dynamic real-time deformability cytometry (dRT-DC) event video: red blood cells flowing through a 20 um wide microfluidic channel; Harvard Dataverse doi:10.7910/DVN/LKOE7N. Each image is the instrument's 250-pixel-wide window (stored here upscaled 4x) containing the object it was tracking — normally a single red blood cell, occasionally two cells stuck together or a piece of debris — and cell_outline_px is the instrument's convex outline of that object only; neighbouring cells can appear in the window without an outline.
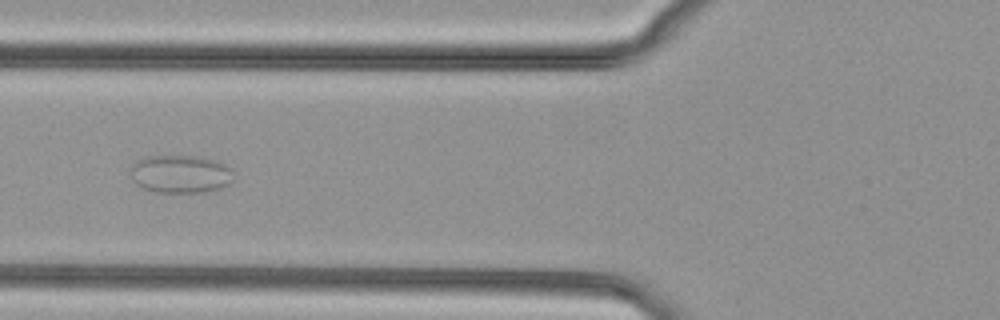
{"species": "common noctule bat (a hibernating species)", "species_latin": "Nyctalus noctula", "temperature_condition": "cold", "stored_images_in_passage": 6, "camera_frame_rate_fps": 3000, "um_per_image_px": 0.085, "animal": {"sex": "female", "body_mass_g": 29.2, "forearm_length_mm": 56.3}, "frame": {"image": 1, "passage_image": 5, "time_ms": 5.0, "image_size_px": [1000, 320], "cell_outline_px": [[232, 180], [228, 184], [220, 188], [204, 192], [156, 192], [144, 188], [136, 184], [132, 180], [132, 164], [136, 160], [144, 156], [200, 156], [216, 160], [232, 168]], "centroid_in_image_um": [15.34, 14.78], "position_along_channel_um": 110.5, "area_um2": 22.89}}
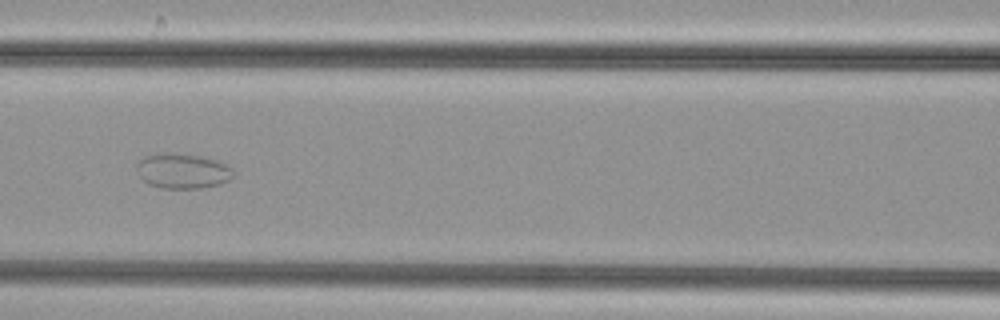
{"frame": {"image": 2, "passage_image": 6, "time_ms": 6.0, "image_size_px": [1000, 320], "cell_outline_px": [[236, 172], [228, 180], [220, 184], [204, 188], [160, 188], [148, 184], [140, 176], [136, 168], [136, 164], [144, 156], [160, 152], [168, 152], [200, 156], [216, 160], [232, 168]], "centroid_in_image_um": [15.51, 14.53], "position_along_channel_um": 151.1, "area_um2": 19.88}}